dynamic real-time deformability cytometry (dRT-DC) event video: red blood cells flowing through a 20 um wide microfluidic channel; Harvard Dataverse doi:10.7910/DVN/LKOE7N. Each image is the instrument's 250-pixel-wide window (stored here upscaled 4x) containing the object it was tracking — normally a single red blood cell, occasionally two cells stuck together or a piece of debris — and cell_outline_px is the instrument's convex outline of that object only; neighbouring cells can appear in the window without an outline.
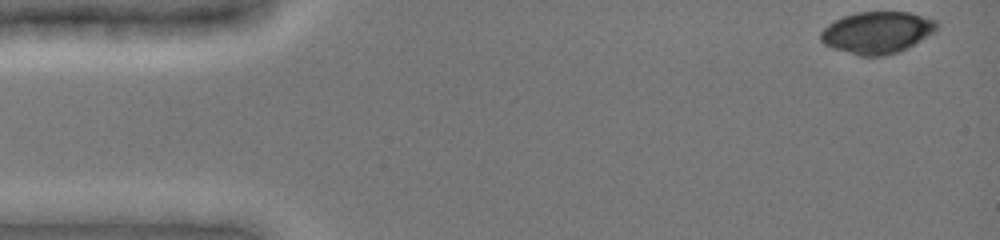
{"species": "common noctule bat (a hibernating species)", "species_latin": "Nyctalus noctula", "temperature_condition": "cold", "stored_images_in_passage": 6, "camera_frame_rate_fps": 3000, "um_per_image_px": 0.085, "animal": {"sex": "female", "body_mass_g": 19.0, "forearm_length_mm": 51.5}, "frame": {"image": 1, "passage_image": 1, "time_ms": 0.0, "image_size_px": [1000, 240], "cell_outline_px": [[940, 24], [936, 32], [908, 48], [900, 52], [884, 56], [860, 56], [832, 48], [824, 44], [820, 40], [820, 32], [828, 24], [844, 16], [856, 12], [912, 12], [936, 20]], "centroid_in_image_um": [74.6, 2.77], "position_along_channel_um": 10.4, "area_um2": 28.73}}
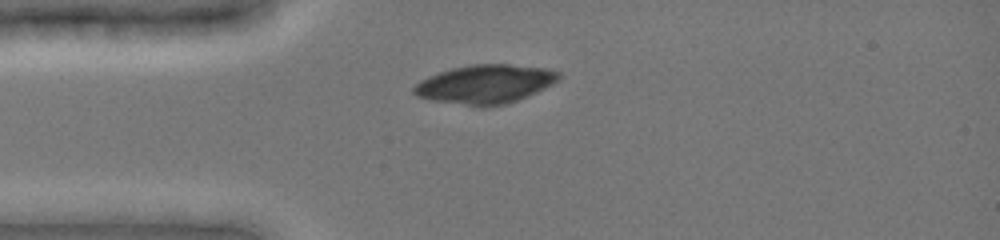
{"frame": {"image": 2, "passage_image": 6, "time_ms": 3.333, "image_size_px": [1000, 240], "cell_outline_px": [[560, 80], [528, 96], [504, 104], [488, 108], [428, 100], [416, 96], [412, 92], [412, 88], [420, 80], [428, 76], [452, 68], [472, 64], [508, 64], [544, 68], [560, 72]], "centroid_in_image_um": [41.21, 7.16], "position_along_channel_um": 43.8, "area_um2": 32.95}}